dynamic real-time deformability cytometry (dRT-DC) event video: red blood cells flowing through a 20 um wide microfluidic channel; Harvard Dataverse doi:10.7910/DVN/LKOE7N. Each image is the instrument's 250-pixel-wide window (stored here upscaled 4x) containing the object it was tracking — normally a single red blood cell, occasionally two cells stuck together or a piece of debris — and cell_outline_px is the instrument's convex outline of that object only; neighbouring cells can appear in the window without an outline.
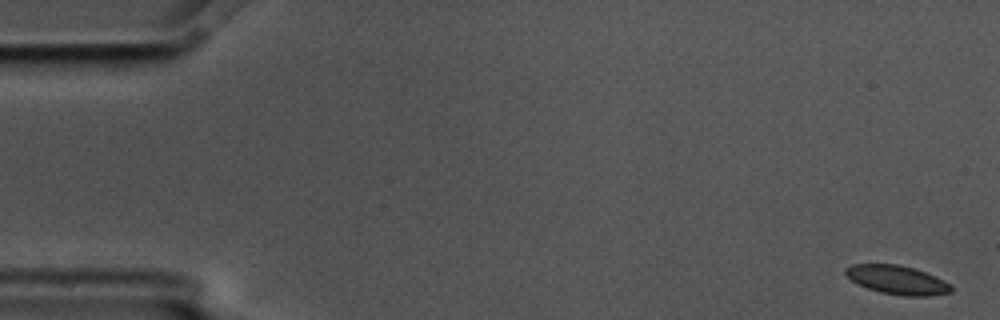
{"species": "common noctule bat (a hibernating species)", "species_latin": "Nyctalus noctula", "temperature_condition": "cold", "stored_images_in_passage": 5, "camera_frame_rate_fps": 3000, "um_per_image_px": 0.085, "animal": {"sex": "male", "body_mass_g": 17.5, "forearm_length_mm": 52.3}, "frame": {"image": 1, "passage_image": 1, "time_ms": 0.0, "image_size_px": [1000, 320], "cell_outline_px": [[952, 292], [928, 296], [904, 296], [880, 292], [868, 288], [852, 280], [844, 272], [844, 268], [852, 264], [896, 264], [912, 268], [924, 272], [948, 284], [952, 288]], "centroid_in_image_um": [76.21, 23.79], "position_along_channel_um": 8.8, "area_um2": 17.28}}
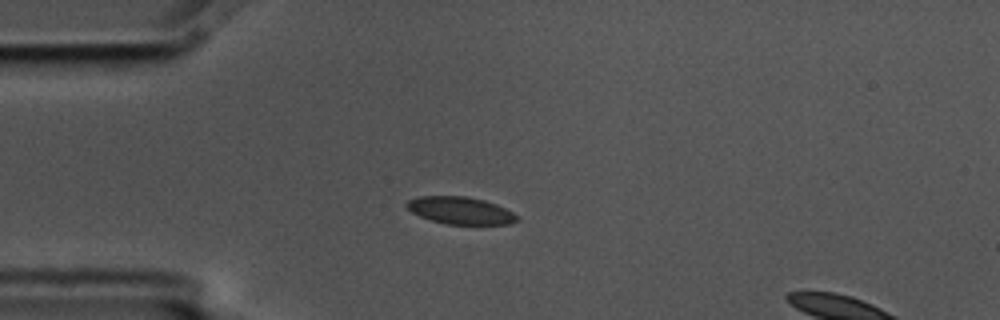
{"frame": {"image": 2, "passage_image": 4, "time_ms": 1.0, "image_size_px": [1000, 320], "cell_outline_px": [[520, 220], [508, 224], [448, 224], [432, 220], [420, 216], [412, 212], [404, 204], [408, 200], [416, 196], [468, 196], [484, 200], [496, 204], [512, 212]], "centroid_in_image_um": [39.11, 17.88], "position_along_channel_um": 45.9, "area_um2": 17.46}}